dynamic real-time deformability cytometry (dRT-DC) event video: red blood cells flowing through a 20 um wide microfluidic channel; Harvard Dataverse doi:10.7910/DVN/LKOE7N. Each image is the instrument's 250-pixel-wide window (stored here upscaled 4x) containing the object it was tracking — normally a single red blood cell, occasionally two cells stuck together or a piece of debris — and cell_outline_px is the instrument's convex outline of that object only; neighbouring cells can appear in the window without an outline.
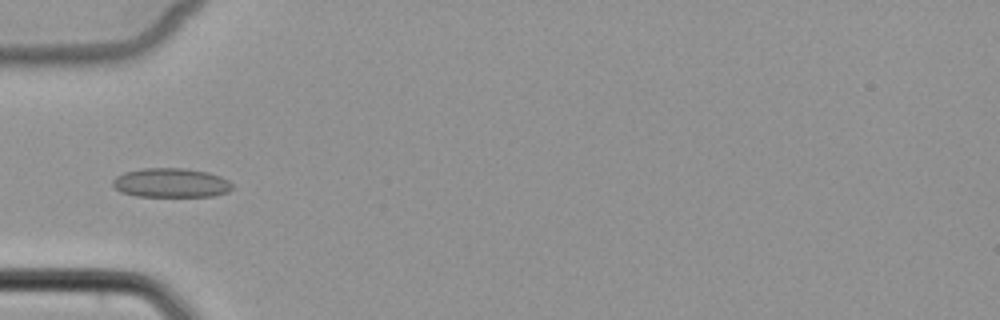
{"species": "common noctule bat (a hibernating species)", "species_latin": "Nyctalus noctula", "temperature_condition": "cold", "stored_images_in_passage": 5, "camera_frame_rate_fps": 3000, "um_per_image_px": 0.085, "animal": {"sex": "female", "body_mass_g": 22.7, "forearm_length_mm": 54.2}, "frame": {"image": 1, "passage_image": 5, "time_ms": 5.333, "image_size_px": [1000, 320], "cell_outline_px": [[232, 188], [228, 192], [212, 196], [136, 196], [120, 192], [112, 184], [112, 180], [116, 176], [124, 172], [140, 168], [184, 168], [208, 172], [220, 176], [228, 180], [232, 184]], "centroid_in_image_um": [14.51, 15.53], "position_along_channel_um": 70.5, "area_um2": 20.46}}